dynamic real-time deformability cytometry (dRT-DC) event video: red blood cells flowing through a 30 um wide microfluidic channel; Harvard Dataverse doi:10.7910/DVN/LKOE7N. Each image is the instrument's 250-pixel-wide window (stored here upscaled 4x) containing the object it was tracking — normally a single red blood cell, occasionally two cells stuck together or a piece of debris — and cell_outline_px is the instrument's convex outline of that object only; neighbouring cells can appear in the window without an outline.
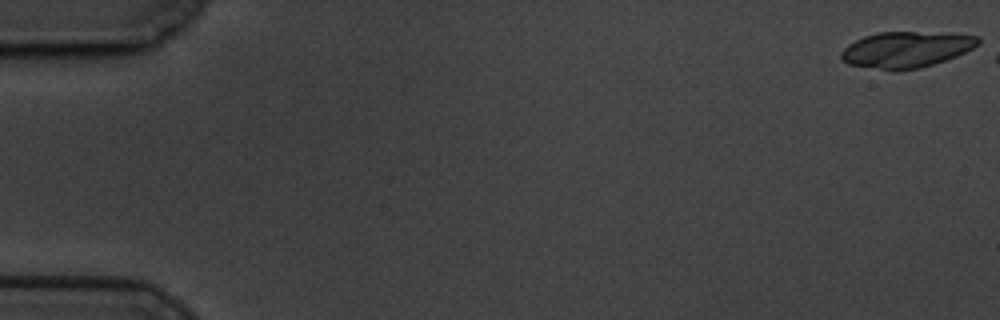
{"species": "common noctule bat (a hibernating species)", "species_latin": "Nyctalus noctula", "temperature_condition": "cold", "stored_images_in_passage": 21, "camera_frame_rate_fps": 3000, "um_per_image_px": 0.085, "animal": {"sex": "male", "body_mass_g": 19.5, "forearm_length_mm": 54.6}, "frame": {"image": 1, "passage_image": 1, "time_ms": 0.0, "image_size_px": [1000, 320], "cell_outline_px": [[980, 44], [956, 56], [920, 68], [880, 68], [848, 64], [840, 60], [840, 52], [848, 44], [864, 36], [876, 32], [952, 32], [976, 36], [980, 40]], "centroid_in_image_um": [77.04, 4.16], "position_along_channel_um": 8.0, "area_um2": 28.38}}